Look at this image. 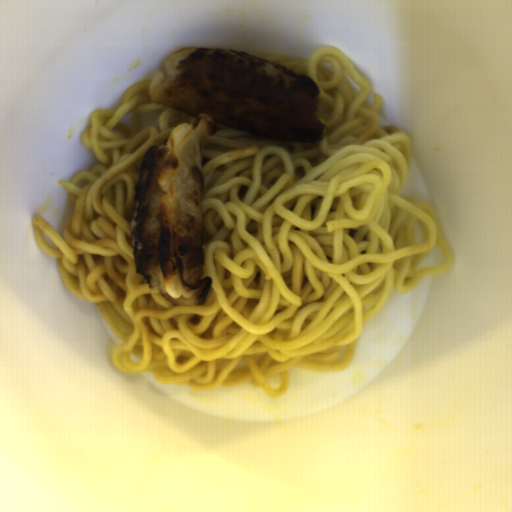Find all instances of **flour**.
Instances as JSON below:
<instances>
[{"instance_id":"c2a2500e","label":"flour","mask_w":512,"mask_h":512,"mask_svg":"<svg viewBox=\"0 0 512 512\" xmlns=\"http://www.w3.org/2000/svg\"><path fill=\"white\" fill-rule=\"evenodd\" d=\"M149 93L153 103L193 119L144 154L131 208L135 273L168 304L202 306L213 289L203 266L205 143L215 126L269 141H323L322 94L313 78L290 67L203 46L169 55Z\"/></svg>"}]
</instances>
